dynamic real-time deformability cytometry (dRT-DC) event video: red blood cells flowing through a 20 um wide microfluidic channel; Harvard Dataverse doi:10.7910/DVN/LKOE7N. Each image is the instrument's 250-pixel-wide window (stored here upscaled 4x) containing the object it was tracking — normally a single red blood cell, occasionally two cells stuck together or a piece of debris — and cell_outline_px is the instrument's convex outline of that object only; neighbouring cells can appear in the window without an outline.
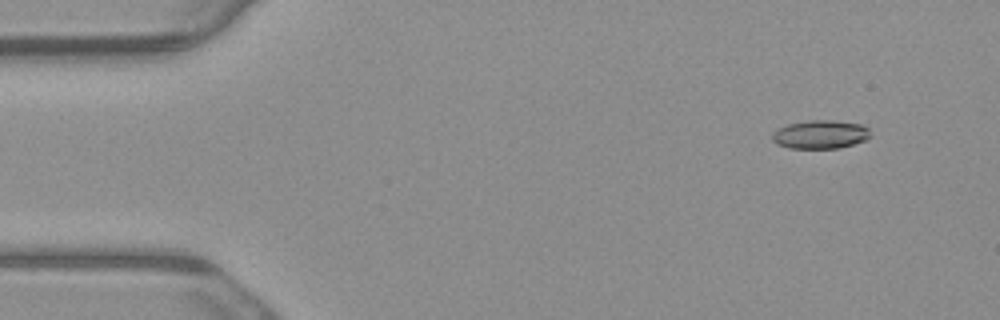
{"species": "common noctule bat (a hibernating species)", "species_latin": "Nyctalus noctula", "temperature_condition": "warm", "stored_images_in_passage": 5, "segment_of_instrument_passage": [2, 2], "camera_frame_rate_fps": 3000, "um_per_image_px": 0.085, "animal": {"sex": "male", "body_mass_g": 23.1, "forearm_length_mm": 52.7}, "frame": {"image": 1, "passage_image": 5, "time_ms": 1.333, "image_size_px": [1000, 320], "cell_outline_px": [[872, 136], [864, 140], [840, 148], [792, 148], [776, 144], [772, 140], [772, 132], [788, 124], [808, 120], [836, 120], [864, 124], [868, 128]], "centroid_in_image_um": [69.76, 11.41], "position_along_channel_um": 15.2, "area_um2": 16.42}}